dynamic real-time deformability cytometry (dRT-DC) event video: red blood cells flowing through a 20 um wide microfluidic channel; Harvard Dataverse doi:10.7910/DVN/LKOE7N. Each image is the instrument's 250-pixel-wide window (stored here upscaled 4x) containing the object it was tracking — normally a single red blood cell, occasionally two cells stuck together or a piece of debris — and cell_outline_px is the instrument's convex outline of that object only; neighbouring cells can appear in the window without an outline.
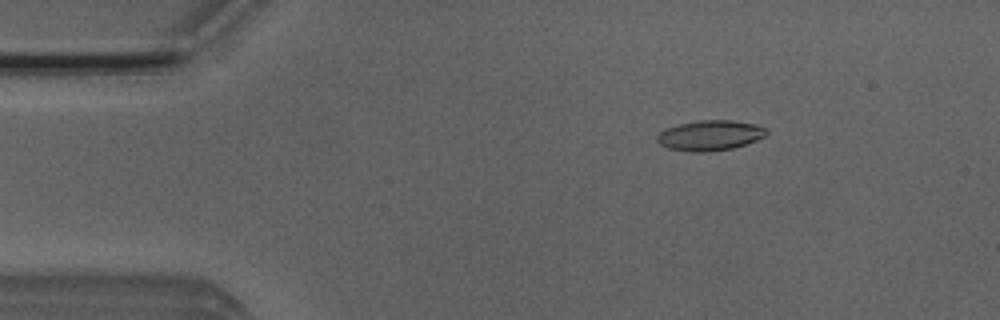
{"species": "Egyptian fruit bat (a non-hibernating species)", "species_latin": "Rousettus aegyptiacus", "temperature_condition": "room temperature", "stored_images_in_passage": 49, "camera_frame_rate_fps": 3000, "um_per_image_px": 0.085, "animal": {"sex": "male"}, "frame": {"image": 1, "passage_image": 5, "time_ms": 1.333, "image_size_px": [1000, 320], "cell_outline_px": [[768, 132], [764, 136], [756, 140], [732, 148], [708, 152], [692, 152], [668, 148], [660, 144], [656, 140], [656, 136], [664, 128], [676, 124], [700, 120], [732, 120], [756, 124], [768, 128]], "centroid_in_image_um": [60.33, 11.5], "position_along_channel_um": 24.7, "area_um2": 19.42}}
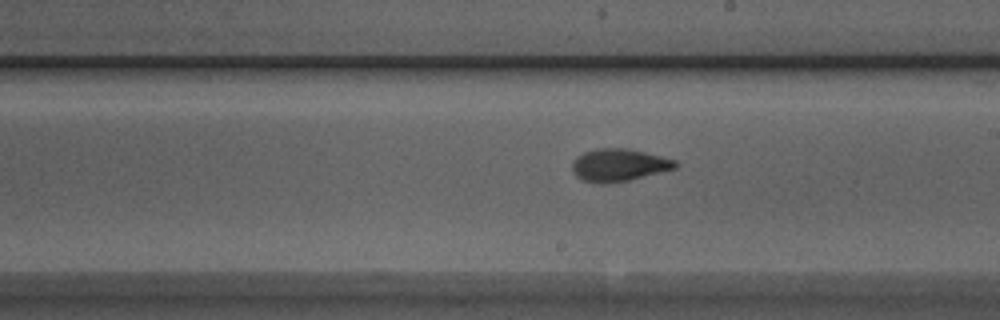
{"frame": {"image": 2, "passage_image": 26, "time_ms": 8.333, "image_size_px": [1000, 320], "cell_outline_px": [[676, 168], [628, 180], [604, 184], [600, 184], [580, 180], [572, 172], [572, 160], [576, 156], [584, 152], [596, 148], [624, 148], [644, 152], [676, 160]], "centroid_in_image_um": [52.53, 14.03], "position_along_channel_um": 236.5, "area_um2": 19.54}}
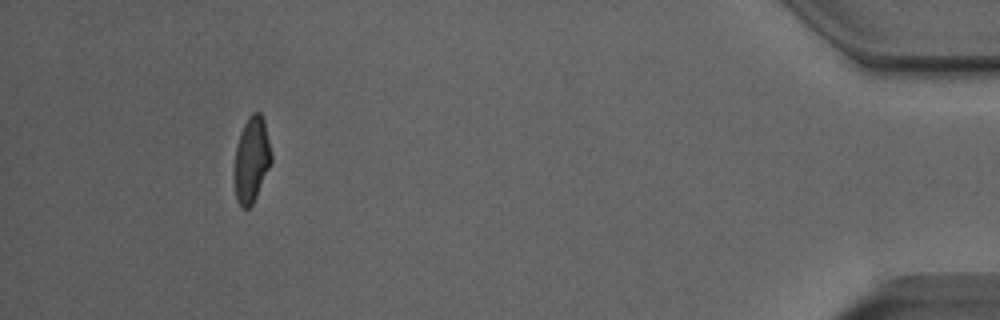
{"frame": {"image": 3, "passage_image": 45, "time_ms": 14.667, "image_size_px": [1000, 320], "cell_outline_px": [[272, 160], [256, 196], [252, 204], [248, 208], [244, 208], [236, 200], [232, 176], [232, 172], [236, 144], [240, 132], [248, 116], [252, 112], [260, 112], [264, 120], [272, 156]], "centroid_in_image_um": [21.33, 13.56], "position_along_channel_um": 413.9, "area_um2": 18.73}, "authors_computed_cell_mechanics": {"area_um2": 19.074, "velocity_mm_per_s": 3.9428, "shape_relaxation_time_tau1_ms": 4.8998, "shape_relaxation_time_tau2_ms": 1.4791, "deformation_change_tau1": 0.1722, "deformation_change_tau2": 0.0823}}